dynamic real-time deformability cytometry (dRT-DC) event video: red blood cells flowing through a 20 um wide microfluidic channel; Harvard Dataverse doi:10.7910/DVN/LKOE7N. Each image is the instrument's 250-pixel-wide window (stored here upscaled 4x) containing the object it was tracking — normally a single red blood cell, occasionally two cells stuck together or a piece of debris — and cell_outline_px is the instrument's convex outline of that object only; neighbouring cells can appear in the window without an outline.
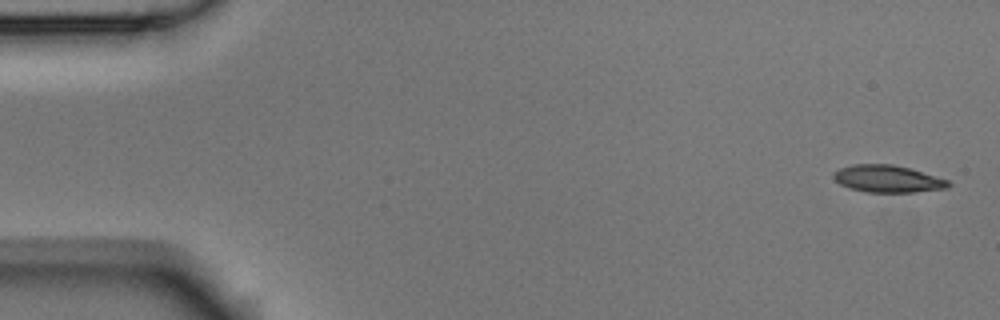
{"species": "Egyptian fruit bat (a non-hibernating species)", "species_latin": "Rousettus aegyptiacus", "temperature_condition": "room temperature", "stored_images_in_passage": 4, "camera_frame_rate_fps": 3000, "um_per_image_px": 0.085, "animal": {"sex": "male"}, "frame": {"image": 1, "passage_image": 1, "time_ms": 0.0, "image_size_px": [1000, 320], "cell_outline_px": [[952, 184], [948, 188], [916, 192], [868, 192], [848, 188], [840, 184], [832, 176], [832, 172], [840, 168], [852, 164], [892, 164], [908, 168], [948, 180]], "centroid_in_image_um": [75.42, 15.2], "position_along_channel_um": 9.6, "area_um2": 18.15}}
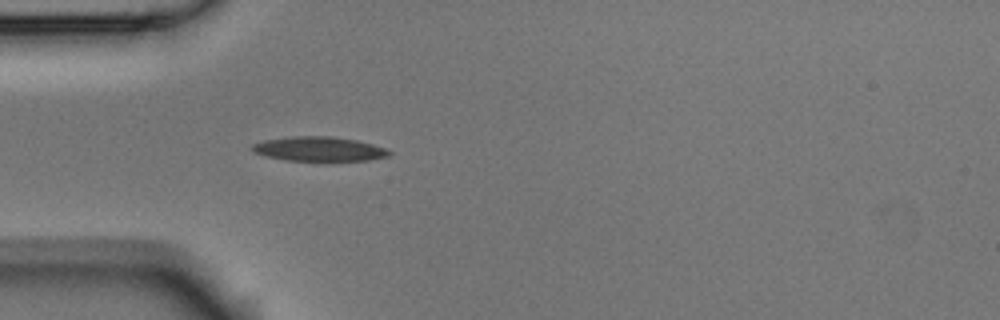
{"frame": {"image": 2, "passage_image": 4, "time_ms": 1.0, "image_size_px": [1000, 320], "cell_outline_px": [[392, 152], [388, 156], [368, 160], [284, 160], [264, 156], [252, 152], [248, 148], [252, 144], [264, 140], [292, 136], [332, 136], [356, 140], [372, 144], [384, 148]], "centroid_in_image_um": [27.04, 12.65], "position_along_channel_um": 58.0, "area_um2": 19.48}}